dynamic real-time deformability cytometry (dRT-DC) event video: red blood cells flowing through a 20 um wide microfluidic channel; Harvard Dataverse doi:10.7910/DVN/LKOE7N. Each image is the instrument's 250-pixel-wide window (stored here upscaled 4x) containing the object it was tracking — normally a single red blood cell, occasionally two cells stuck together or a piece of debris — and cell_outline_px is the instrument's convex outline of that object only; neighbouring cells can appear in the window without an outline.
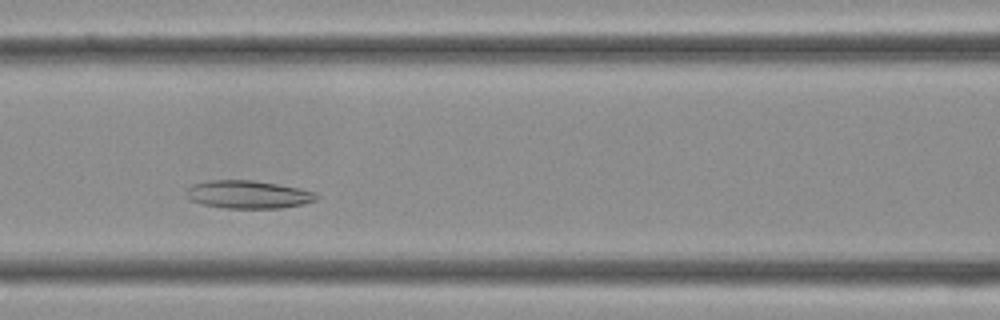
{"species": "Egyptian fruit bat (a non-hibernating species)", "species_latin": "Rousettus aegyptiacus", "temperature_condition": "cold", "stored_images_in_passage": 27, "camera_frame_rate_fps": 3000, "um_per_image_px": 0.085, "frame": {"image": 1, "passage_image": 9, "time_ms": 2.667, "image_size_px": [1000, 320], "cell_outline_px": [[320, 196], [316, 200], [304, 204], [280, 208], [224, 208], [200, 204], [192, 200], [184, 192], [192, 184], [208, 180], [252, 180], [276, 184], [316, 192]], "centroid_in_image_um": [21.08, 16.53], "position_along_channel_um": 145.5, "area_um2": 21.21}}
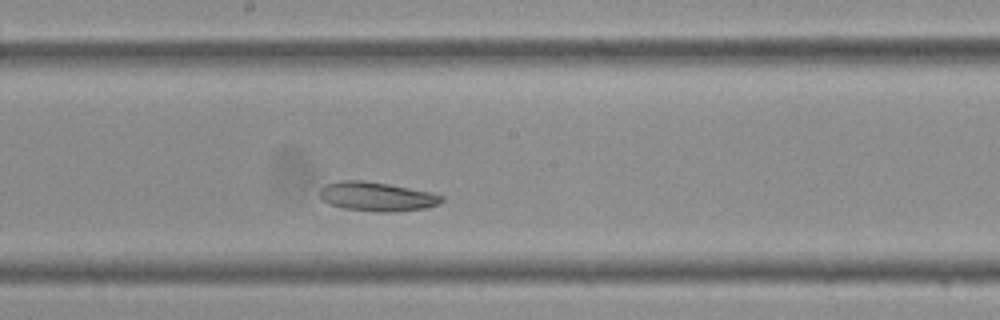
{"frame": {"image": 2, "passage_image": 13, "time_ms": 4.0, "image_size_px": [1000, 320], "cell_outline_px": [[444, 200], [440, 204], [428, 208], [384, 212], [376, 212], [344, 208], [328, 204], [320, 196], [320, 188], [324, 184], [340, 180], [364, 180], [388, 184], [432, 192], [444, 196]], "centroid_in_image_um": [32.04, 16.7], "position_along_channel_um": 216.2, "area_um2": 20.87}}
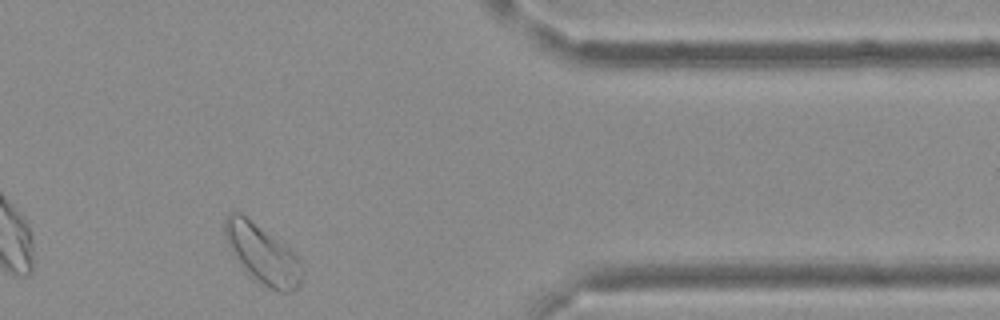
{"frame": {"image": 3, "passage_image": 24, "time_ms": 7.667, "image_size_px": [1000, 320], "cell_outline_px": [[304, 276], [300, 284], [292, 292], [280, 292], [264, 284], [252, 276], [240, 264], [232, 252], [228, 244], [224, 232], [224, 220], [228, 212], [240, 212], [288, 248], [296, 256], [304, 272]], "centroid_in_image_um": [22.3, 21.59], "position_along_channel_um": 389.1, "area_um2": 25.78}}